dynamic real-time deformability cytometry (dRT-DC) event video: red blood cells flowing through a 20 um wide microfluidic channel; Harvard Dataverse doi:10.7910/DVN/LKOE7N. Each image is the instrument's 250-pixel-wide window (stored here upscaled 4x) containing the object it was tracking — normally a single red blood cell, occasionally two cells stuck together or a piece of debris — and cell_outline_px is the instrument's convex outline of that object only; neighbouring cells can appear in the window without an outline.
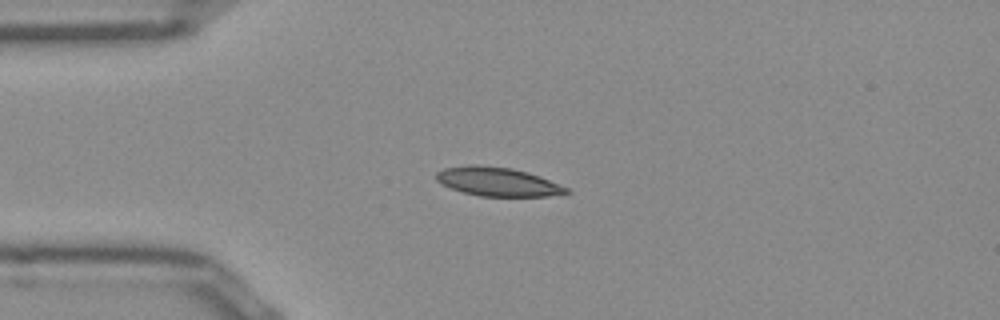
{"species": "Egyptian fruit bat (a non-hibernating species)", "species_latin": "Rousettus aegyptiacus", "temperature_condition": "room temperature", "stored_images_in_passage": 40, "camera_frame_rate_fps": 3000, "um_per_image_px": 0.085, "frame": {"image": 1, "passage_image": 1, "time_ms": 0.0, "image_size_px": [1000, 320], "cell_outline_px": [[572, 192], [548, 196], [480, 196], [464, 192], [440, 184], [436, 180], [436, 172], [444, 168], [468, 164], [476, 164], [512, 168], [528, 172], [540, 176], [568, 188]], "centroid_in_image_um": [42.28, 15.43], "position_along_channel_um": 42.7, "area_um2": 21.91}}
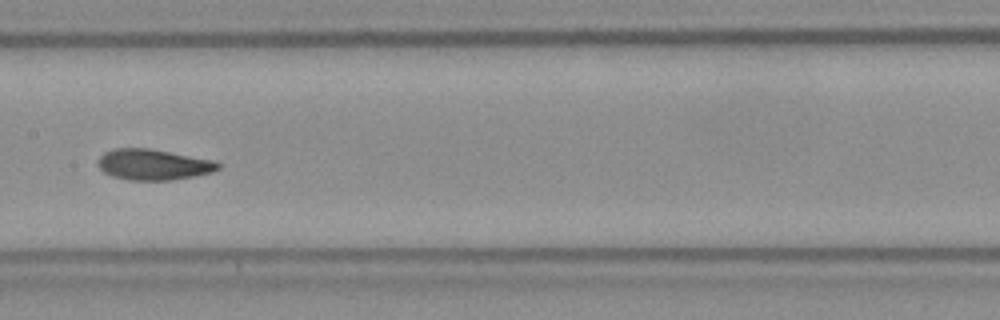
{"frame": {"image": 2, "passage_image": 14, "time_ms": 4.333, "image_size_px": [1000, 320], "cell_outline_px": [[220, 168], [212, 172], [196, 176], [172, 180], [128, 180], [112, 176], [104, 172], [96, 164], [100, 156], [104, 152], [112, 148], [148, 148], [212, 160], [220, 164]], "centroid_in_image_um": [13.0, 13.99], "position_along_channel_um": 194.4, "area_um2": 21.56}}
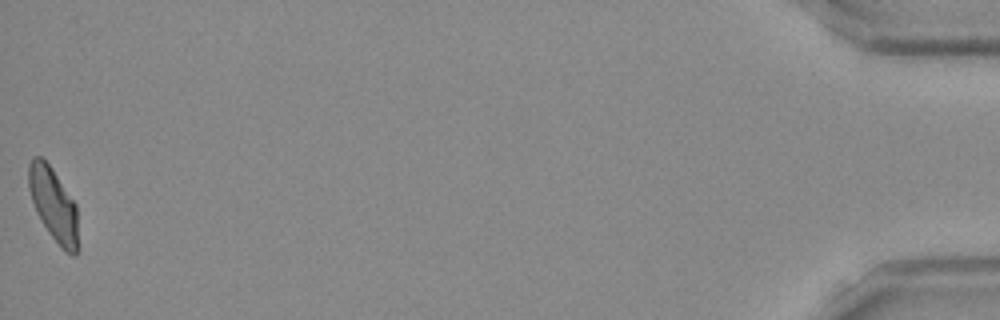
{"frame": {"image": 3, "passage_image": 40, "time_ms": 13.0, "image_size_px": [1000, 320], "cell_outline_px": [[80, 248], [76, 256], [72, 256], [64, 252], [60, 248], [48, 232], [36, 212], [28, 188], [28, 164], [32, 156], [40, 156], [52, 168], [76, 204]], "centroid_in_image_um": [4.58, 17.46], "position_along_channel_um": 430.6, "area_um2": 21.73}, "authors_computed_cell_mechanics": {"area_um2": 21.4727, "velocity_mm_per_s": 3.9156, "shape_relaxation_time_tau1_ms": 3.1607, "shape_relaxation_time_tau2_ms": 1.8216, "deformation_change_tau1": 0.1312, "deformation_change_tau2": 0.0625}}